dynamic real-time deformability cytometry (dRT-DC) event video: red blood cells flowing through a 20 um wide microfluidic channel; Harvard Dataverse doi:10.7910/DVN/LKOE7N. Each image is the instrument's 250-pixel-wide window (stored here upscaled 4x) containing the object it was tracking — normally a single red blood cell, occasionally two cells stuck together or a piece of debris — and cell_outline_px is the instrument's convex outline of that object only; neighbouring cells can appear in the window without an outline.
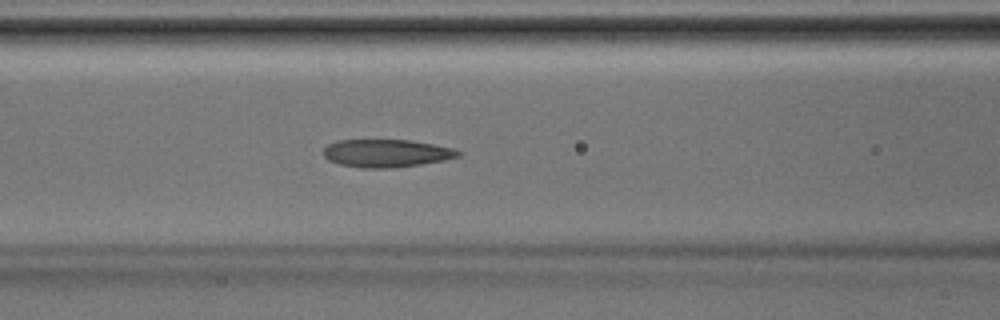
{"species": "Egyptian fruit bat (a non-hibernating species)", "species_latin": "Rousettus aegyptiacus", "temperature_condition": "room temperature", "stored_images_in_passage": 40, "camera_frame_rate_fps": 3000, "um_per_image_px": 0.085, "animal": {"sex": "male"}, "frame": {"image": 1, "passage_image": 17, "time_ms": 5.333, "image_size_px": [1000, 320], "cell_outline_px": [[464, 152], [460, 156], [444, 160], [396, 168], [364, 168], [340, 164], [328, 160], [324, 156], [324, 148], [328, 144], [336, 140], [412, 140], [456, 148]], "centroid_in_image_um": [32.9, 13.02], "position_along_channel_um": 133.7, "area_um2": 22.08}}
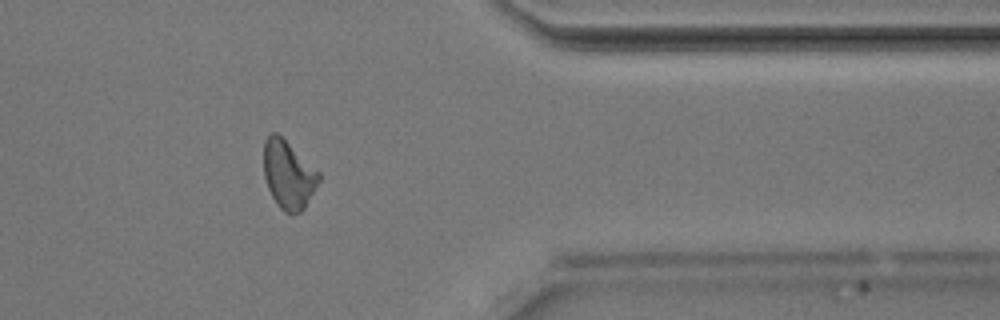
{"frame": {"image": 2, "passage_image": 33, "time_ms": 10.667, "image_size_px": [1000, 320], "cell_outline_px": [[320, 180], [304, 208], [300, 212], [284, 212], [280, 208], [272, 196], [268, 188], [264, 176], [264, 140], [272, 132], [276, 132], [320, 172]], "centroid_in_image_um": [24.51, 14.83], "position_along_channel_um": 386.9, "area_um2": 21.56}}
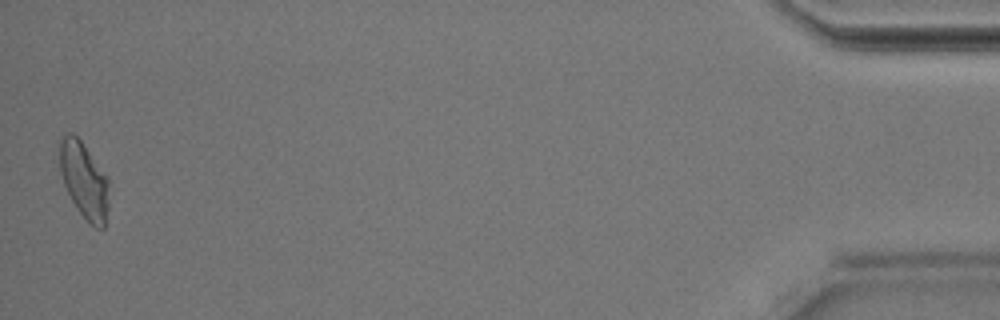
{"frame": {"image": 3, "passage_image": 40, "time_ms": 13.0, "image_size_px": [1000, 320], "cell_outline_px": [[108, 208], [104, 228], [96, 228], [88, 224], [76, 208], [64, 184], [60, 172], [56, 140], [68, 132], [72, 132], [80, 140], [108, 176]], "centroid_in_image_um": [7.11, 15.28], "position_along_channel_um": 428.1, "area_um2": 22.48}}